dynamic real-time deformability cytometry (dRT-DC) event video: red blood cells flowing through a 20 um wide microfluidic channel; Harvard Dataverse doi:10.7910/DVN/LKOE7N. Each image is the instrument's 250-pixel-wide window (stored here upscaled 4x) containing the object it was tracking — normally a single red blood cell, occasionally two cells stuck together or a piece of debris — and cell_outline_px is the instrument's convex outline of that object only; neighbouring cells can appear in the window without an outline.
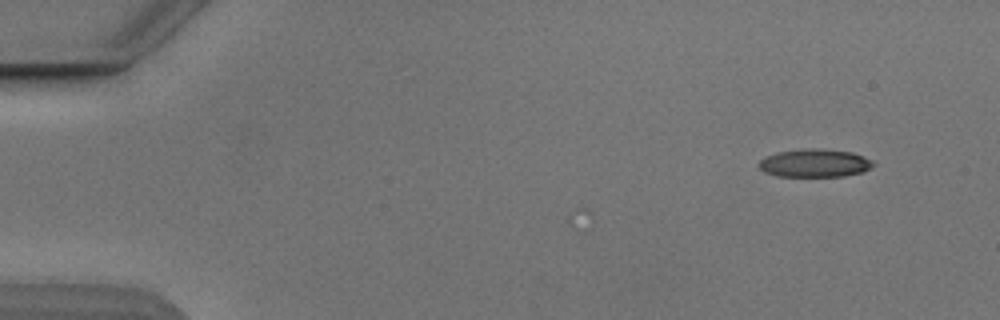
{"species": "Egyptian fruit bat (a non-hibernating species)", "species_latin": "Rousettus aegyptiacus", "temperature_condition": "cold", "stored_images_in_passage": 7, "camera_frame_rate_fps": 3000, "um_per_image_px": 0.085, "animal": {"sex": "male"}, "frame": {"image": 1, "passage_image": 7, "time_ms": 2.0, "image_size_px": [1000, 320], "cell_outline_px": [[876, 164], [864, 172], [844, 176], [776, 176], [764, 172], [756, 164], [764, 156], [776, 152], [812, 148], [816, 148], [852, 152], [864, 156], [872, 160]], "centroid_in_image_um": [69.24, 13.86], "position_along_channel_um": 15.8, "area_um2": 18.9}}